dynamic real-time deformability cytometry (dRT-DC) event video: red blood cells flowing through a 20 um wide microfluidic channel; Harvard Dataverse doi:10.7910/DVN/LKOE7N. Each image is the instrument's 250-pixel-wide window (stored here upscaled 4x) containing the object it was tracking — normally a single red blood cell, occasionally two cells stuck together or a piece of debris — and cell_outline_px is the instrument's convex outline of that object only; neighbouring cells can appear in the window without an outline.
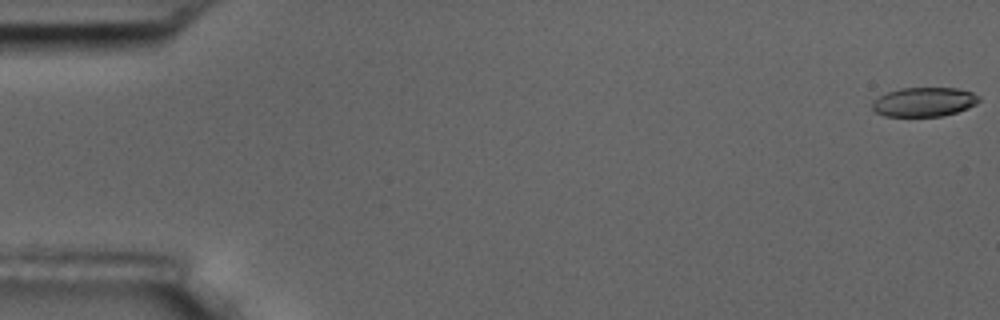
{"species": "common noctule bat (a hibernating species)", "species_latin": "Nyctalus noctula", "temperature_condition": "room temperature", "stored_images_in_passage": 9, "camera_frame_rate_fps": 3000, "um_per_image_px": 0.085, "animal": {"sex": "male", "body_mass_g": 17.5, "forearm_length_mm": 52.3}, "frame": {"image": 1, "passage_image": 1, "time_ms": 0.0, "image_size_px": [1000, 320], "cell_outline_px": [[980, 100], [976, 104], [968, 108], [944, 116], [884, 116], [876, 112], [872, 108], [872, 104], [880, 96], [888, 92], [900, 88], [956, 88], [972, 92], [980, 96]], "centroid_in_image_um": [78.58, 8.66], "position_along_channel_um": 6.4, "area_um2": 18.09}}
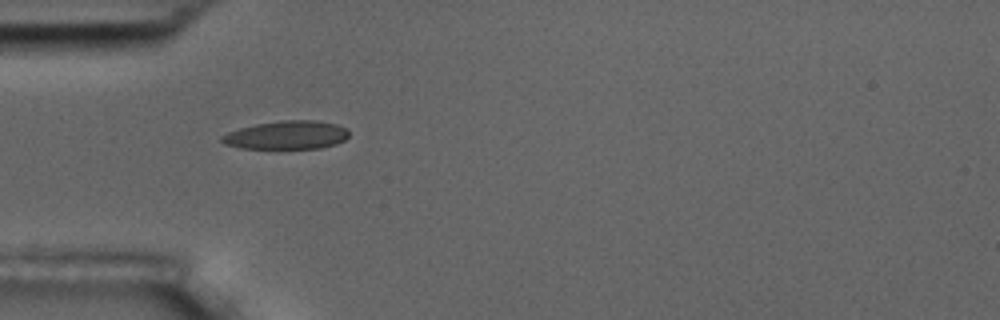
{"frame": {"image": 2, "passage_image": 6, "time_ms": 5.667, "image_size_px": [1000, 320], "cell_outline_px": [[348, 136], [344, 140], [336, 144], [320, 148], [240, 148], [224, 144], [220, 140], [220, 136], [228, 132], [240, 128], [256, 124], [284, 120], [316, 120], [336, 124], [348, 128]], "centroid_in_image_um": [24.37, 11.48], "position_along_channel_um": 60.6, "area_um2": 21.04}}
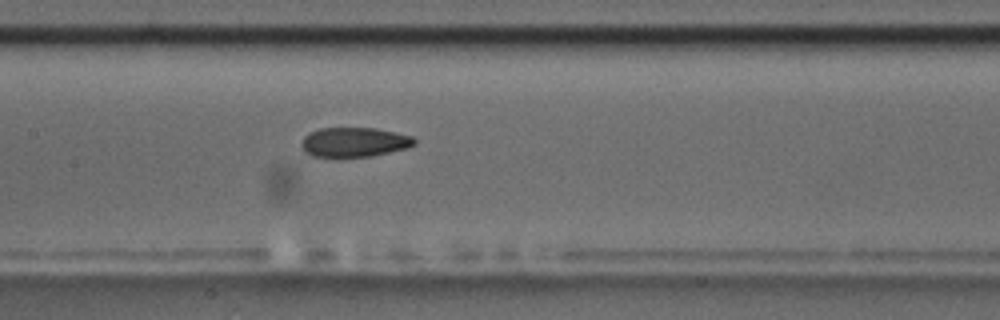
{"frame": {"image": 3, "passage_image": 9, "time_ms": 9.0, "image_size_px": [1000, 320], "cell_outline_px": [[416, 144], [408, 148], [372, 156], [336, 160], [312, 156], [304, 152], [300, 144], [304, 136], [308, 132], [320, 128], [376, 128], [396, 132], [412, 136], [416, 140]], "centroid_in_image_um": [30.06, 12.13], "position_along_channel_um": 177.3, "area_um2": 20.4}}